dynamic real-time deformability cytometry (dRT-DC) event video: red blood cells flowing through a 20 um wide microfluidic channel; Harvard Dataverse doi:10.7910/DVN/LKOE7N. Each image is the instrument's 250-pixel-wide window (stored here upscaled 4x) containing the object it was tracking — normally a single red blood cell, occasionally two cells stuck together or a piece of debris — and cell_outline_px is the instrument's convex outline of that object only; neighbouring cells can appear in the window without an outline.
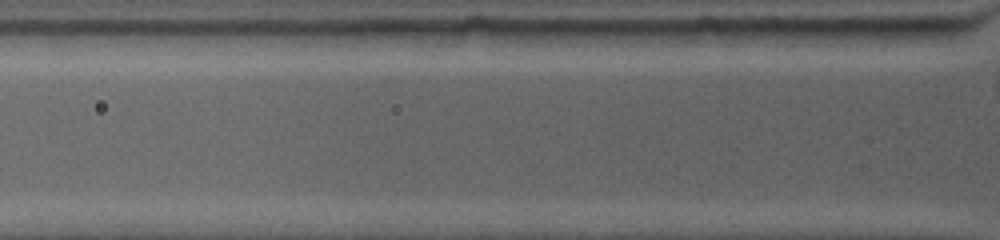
{"species": "common noctule bat (a hibernating species)", "species_latin": "Nyctalus noctula", "temperature_condition": "warm", "stored_images_in_passage": 2, "segment_of_instrument_passage": [2, 2], "camera_frame_rate_fps": 4500, "um_per_image_px": 0.085, "animal": {"sex": "female", "body_mass_g": 19.0, "forearm_length_mm": 53.3}, "frame": {"image": 1, "passage_image": 2, "time_ms": 0.889, "image_size_px": [1000, 240], "cell_outline_px": [[956, 32], [948, 44], [792, 44], [784, 28], [956, 28]], "centroid_in_image_um": [73.99, 3.05], "position_along_channel_um": 51.8, "area_um2": 19.07}}